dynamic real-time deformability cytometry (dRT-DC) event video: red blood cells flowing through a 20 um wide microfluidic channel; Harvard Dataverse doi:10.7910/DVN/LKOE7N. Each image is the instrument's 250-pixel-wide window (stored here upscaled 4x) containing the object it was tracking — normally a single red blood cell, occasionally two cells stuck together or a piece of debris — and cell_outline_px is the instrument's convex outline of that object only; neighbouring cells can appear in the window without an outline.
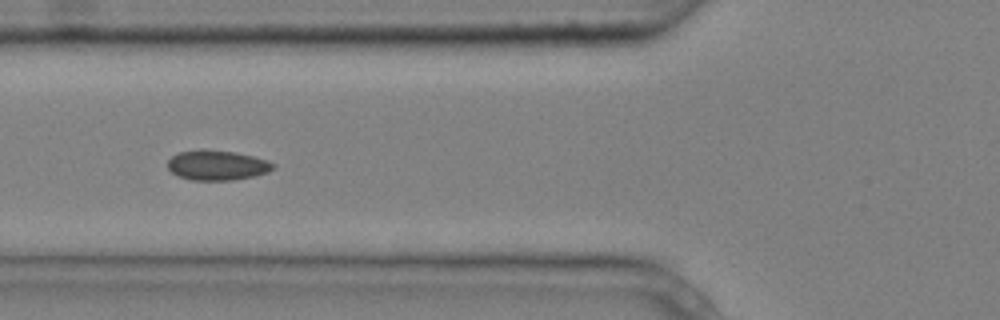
{"species": "common noctule bat (a hibernating species)", "species_latin": "Nyctalus noctula", "temperature_condition": "cold", "stored_images_in_passage": 9, "camera_frame_rate_fps": 3000, "um_per_image_px": 0.085, "animal": {"sex": "male", "body_mass_g": 20.4}, "frame": {"image": 1, "passage_image": 6, "time_ms": 1.667, "image_size_px": [1000, 320], "cell_outline_px": [[276, 168], [268, 172], [256, 176], [232, 180], [192, 180], [180, 176], [172, 172], [168, 168], [168, 160], [176, 152], [200, 148], [204, 148], [236, 152], [268, 160], [276, 164]], "centroid_in_image_um": [18.47, 14.02], "position_along_channel_um": 107.3, "area_um2": 18.79}}